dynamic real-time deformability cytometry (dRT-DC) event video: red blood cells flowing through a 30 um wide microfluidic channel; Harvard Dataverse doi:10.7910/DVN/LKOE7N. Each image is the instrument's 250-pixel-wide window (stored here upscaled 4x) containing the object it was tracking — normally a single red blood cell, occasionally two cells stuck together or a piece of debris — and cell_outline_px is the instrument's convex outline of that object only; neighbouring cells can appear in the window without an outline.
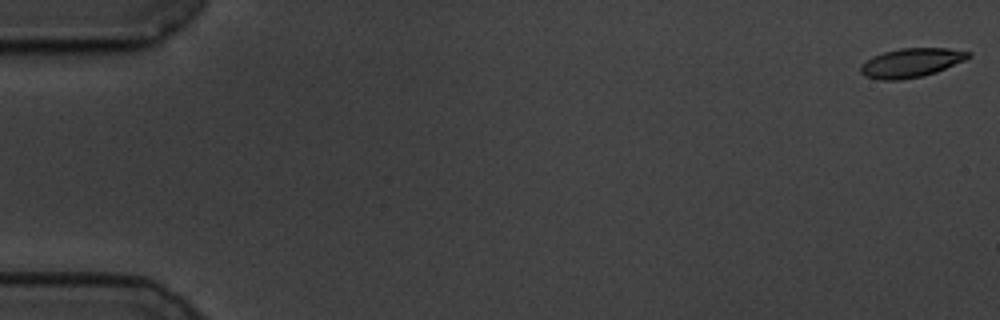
{"species": "common noctule bat (a hibernating species)", "species_latin": "Nyctalus noctula", "temperature_condition": "cold", "stored_images_in_passage": 59, "camera_frame_rate_fps": 3000, "um_per_image_px": 0.085, "animal": {"sex": "male", "body_mass_g": 19.5, "forearm_length_mm": 54.6}, "frame": {"image": 1, "passage_image": 1, "time_ms": 0.0, "image_size_px": [1000, 320], "cell_outline_px": [[972, 56], [964, 60], [936, 72], [924, 76], [900, 80], [880, 80], [864, 76], [860, 72], [860, 64], [872, 56], [884, 52], [900, 48], [948, 48], [972, 52]], "centroid_in_image_um": [77.43, 5.34], "position_along_channel_um": 7.6, "area_um2": 18.38}}
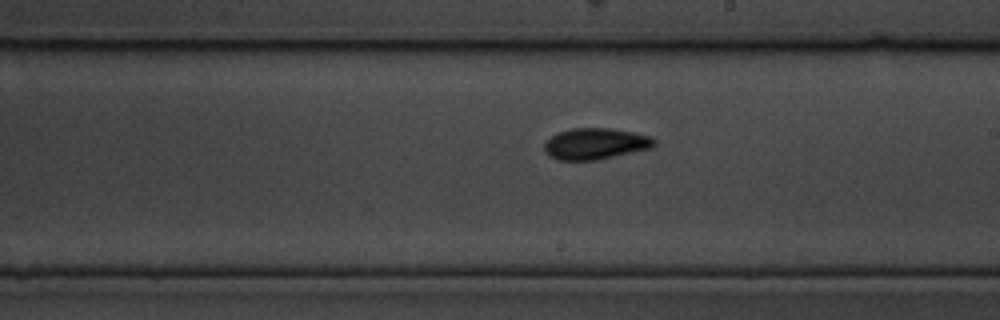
{"frame": {"image": 2, "passage_image": 34, "time_ms": 11.0, "image_size_px": [1000, 320], "cell_outline_px": [[656, 144], [652, 148], [596, 160], [560, 160], [548, 156], [544, 148], [544, 144], [552, 136], [560, 132], [572, 128], [612, 128], [652, 136], [656, 140]], "centroid_in_image_um": [50.64, 12.22], "position_along_channel_um": 238.4, "area_um2": 20.0}}
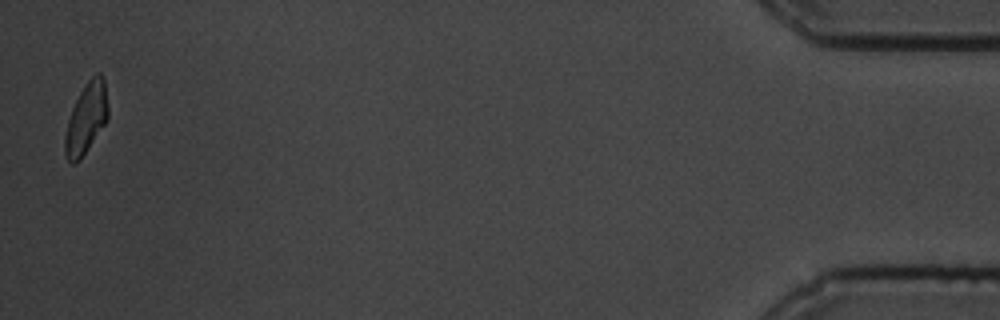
{"frame": {"image": 3, "passage_image": 58, "time_ms": 19.0, "image_size_px": [1000, 320], "cell_outline_px": [[108, 120], [80, 160], [76, 164], [72, 164], [68, 160], [64, 152], [64, 136], [68, 120], [72, 108], [80, 92], [88, 80], [96, 72], [100, 72], [104, 76], [108, 108]], "centroid_in_image_um": [7.34, 10.06], "position_along_channel_um": 427.9, "area_um2": 17.92}, "authors_computed_cell_mechanics": {"area_um2": 18.496, "velocity_mm_per_s": 3.4596, "shape_relaxation_time_tau1_ms": 2.5056, "shape_relaxation_time_tau2_ms": 4.8211, "deformation_change_tau1": 0.1328, "deformation_change_tau2": 0.0878}}